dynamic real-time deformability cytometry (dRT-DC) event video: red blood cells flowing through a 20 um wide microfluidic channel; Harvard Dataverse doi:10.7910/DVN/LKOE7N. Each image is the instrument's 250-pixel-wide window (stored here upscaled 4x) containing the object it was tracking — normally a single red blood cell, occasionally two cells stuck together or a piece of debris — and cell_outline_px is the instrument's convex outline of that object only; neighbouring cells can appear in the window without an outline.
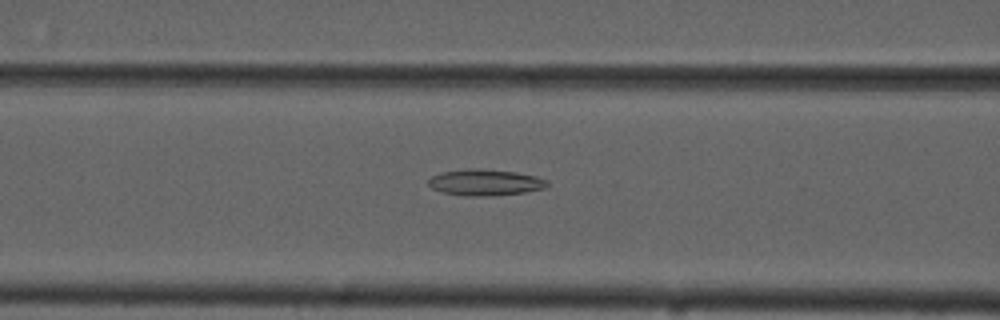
{"species": "common noctule bat (a hibernating species)", "species_latin": "Nyctalus noctula", "temperature_condition": "cold", "stored_images_in_passage": 55, "camera_frame_rate_fps": 3000, "um_per_image_px": 0.085, "animal": {"sex": "male", "forearm_length_mm": 52.5}, "frame": {"image": 1, "passage_image": 23, "time_ms": 7.333, "image_size_px": [1000, 320], "cell_outline_px": [[548, 184], [544, 188], [524, 192], [492, 196], [464, 196], [444, 192], [432, 188], [428, 184], [428, 180], [432, 176], [444, 172], [472, 168], [480, 168], [516, 172], [536, 176], [548, 180]], "centroid_in_image_um": [41.26, 15.5], "position_along_channel_um": 125.3, "area_um2": 18.09}}
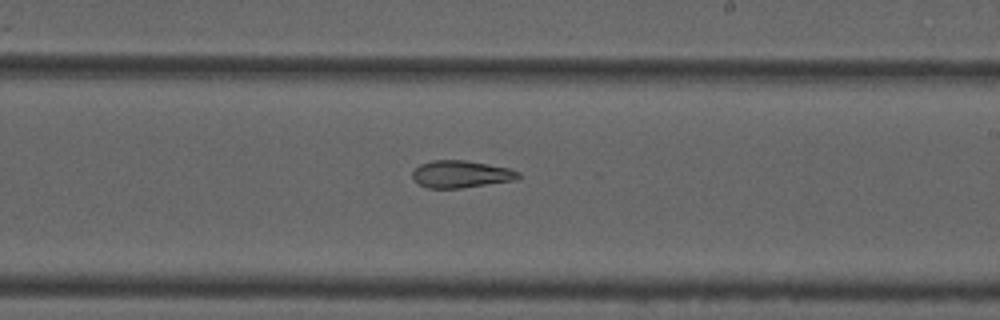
{"frame": {"image": 2, "passage_image": 33, "time_ms": 10.667, "image_size_px": [1000, 320], "cell_outline_px": [[520, 176], [516, 180], [460, 188], [428, 188], [420, 184], [412, 176], [412, 172], [420, 164], [432, 160], [464, 160], [508, 168], [520, 172]], "centroid_in_image_um": [39.18, 14.8], "position_along_channel_um": 249.8, "area_um2": 16.59}}
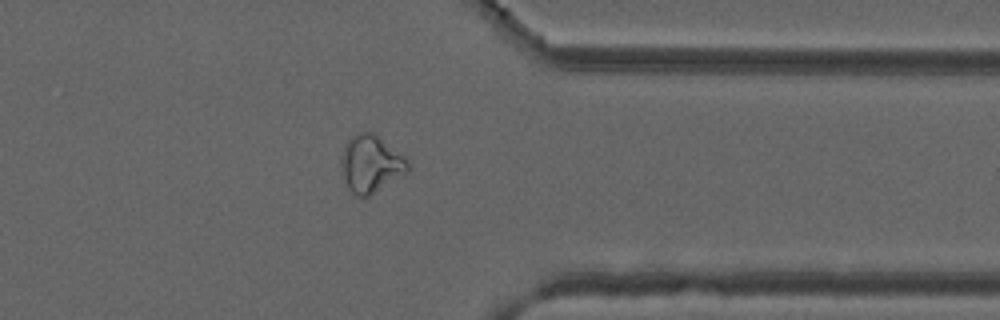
{"frame": {"image": 3, "passage_image": 44, "time_ms": 14.333, "image_size_px": [1000, 320], "cell_outline_px": [[412, 164], [408, 172], [368, 196], [356, 196], [348, 188], [344, 180], [340, 164], [340, 156], [344, 144], [356, 132], [376, 132], [408, 160]], "centroid_in_image_um": [31.51, 13.89], "position_along_channel_um": 379.9, "area_um2": 22.6}}